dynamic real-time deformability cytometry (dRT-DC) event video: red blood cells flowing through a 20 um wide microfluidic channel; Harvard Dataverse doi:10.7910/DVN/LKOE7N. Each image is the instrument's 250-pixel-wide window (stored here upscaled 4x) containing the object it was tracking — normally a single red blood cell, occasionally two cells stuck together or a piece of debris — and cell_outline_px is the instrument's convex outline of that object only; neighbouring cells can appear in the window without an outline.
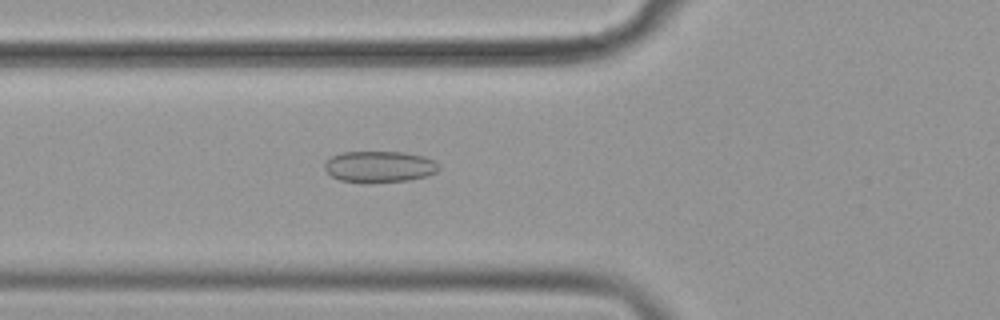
{"species": "common noctule bat (a hibernating species)", "species_latin": "Nyctalus noctula", "temperature_condition": "cold", "stored_images_in_passage": 57, "camera_frame_rate_fps": 3000, "um_per_image_px": 0.085, "animal": {"sex": "female", "body_mass_g": 19.9}, "frame": {"image": 1, "passage_image": 21, "time_ms": 6.667, "image_size_px": [1000, 320], "cell_outline_px": [[440, 168], [436, 172], [424, 176], [408, 180], [368, 184], [340, 180], [332, 176], [324, 168], [324, 164], [332, 156], [340, 152], [404, 152], [424, 156], [436, 160], [440, 164]], "centroid_in_image_um": [32.27, 14.17], "position_along_channel_um": 93.5, "area_um2": 21.15}}
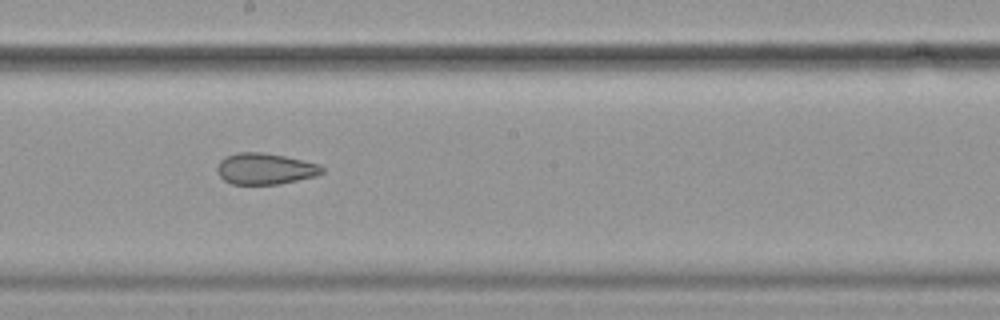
{"frame": {"image": 2, "passage_image": 32, "time_ms": 10.333, "image_size_px": [1000, 320], "cell_outline_px": [[324, 172], [316, 176], [280, 184], [232, 184], [224, 180], [220, 176], [216, 168], [220, 160], [224, 156], [236, 152], [260, 152], [284, 156], [320, 164], [324, 168]], "centroid_in_image_um": [22.53, 14.34], "position_along_channel_um": 225.7, "area_um2": 19.19}}
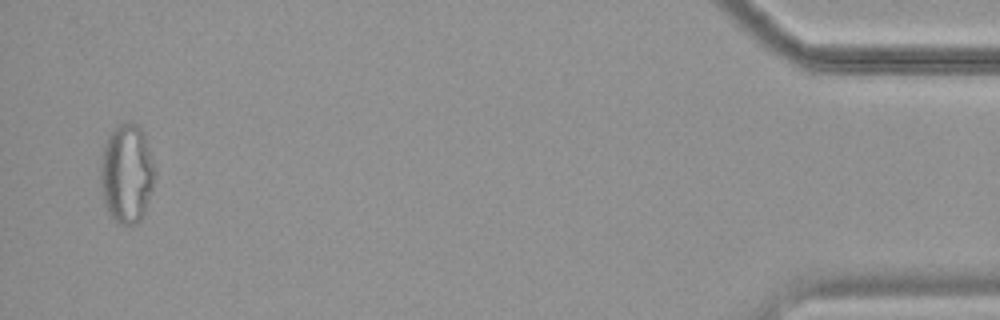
{"frame": {"image": 3, "passage_image": 55, "time_ms": 18.0, "image_size_px": [1000, 320], "cell_outline_px": [[156, 172], [152, 188], [144, 212], [140, 220], [136, 224], [120, 224], [108, 212], [104, 204], [100, 180], [100, 168], [104, 144], [108, 136], [116, 124], [128, 120], [136, 124], [144, 132], [156, 168]], "centroid_in_image_um": [10.78, 14.7], "position_along_channel_um": 424.4, "area_um2": 31.67}, "authors_computed_cell_mechanics": {"area_um2": 23.7558, "velocity_mm_per_s": 3.5989, "shape_relaxation_time_tau1_ms": null, "shape_relaxation_time_tau2_ms": 2.9479, "deformation_change_tau1": null, "deformation_change_tau2": 0.1015}}